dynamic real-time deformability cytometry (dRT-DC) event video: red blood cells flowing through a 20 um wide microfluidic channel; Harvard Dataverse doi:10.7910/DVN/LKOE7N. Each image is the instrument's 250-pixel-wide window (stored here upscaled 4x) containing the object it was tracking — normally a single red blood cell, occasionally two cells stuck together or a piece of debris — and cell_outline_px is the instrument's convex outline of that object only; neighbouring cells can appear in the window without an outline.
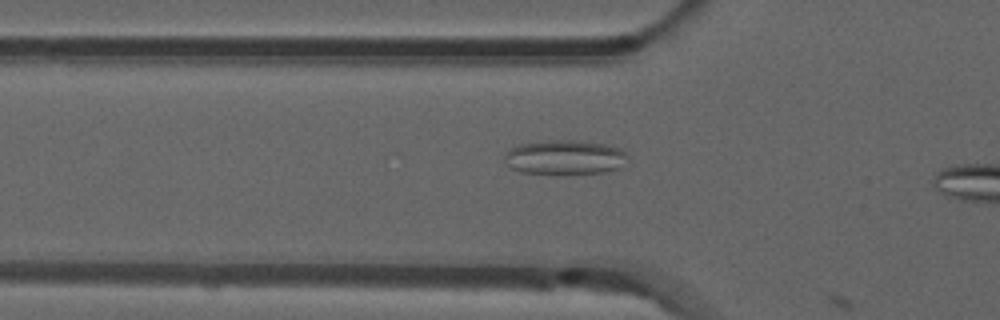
{"species": "common noctule bat (a hibernating species)", "species_latin": "Nyctalus noctula", "temperature_condition": "room temperature", "stored_images_in_passage": 16, "camera_frame_rate_fps": 3000, "um_per_image_px": 0.085, "animal": {"sex": "male", "forearm_length_mm": 52.5}, "frame": {"image": 1, "passage_image": 15, "time_ms": 4.667, "image_size_px": [1000, 320], "cell_outline_px": [[628, 156], [620, 168], [604, 172], [568, 176], [564, 176], [520, 172], [512, 168], [504, 160], [504, 152], [520, 144], [548, 140], [572, 140], [608, 144], [620, 148]], "centroid_in_image_um": [48.01, 13.4], "position_along_channel_um": 77.8, "area_um2": 25.49}}